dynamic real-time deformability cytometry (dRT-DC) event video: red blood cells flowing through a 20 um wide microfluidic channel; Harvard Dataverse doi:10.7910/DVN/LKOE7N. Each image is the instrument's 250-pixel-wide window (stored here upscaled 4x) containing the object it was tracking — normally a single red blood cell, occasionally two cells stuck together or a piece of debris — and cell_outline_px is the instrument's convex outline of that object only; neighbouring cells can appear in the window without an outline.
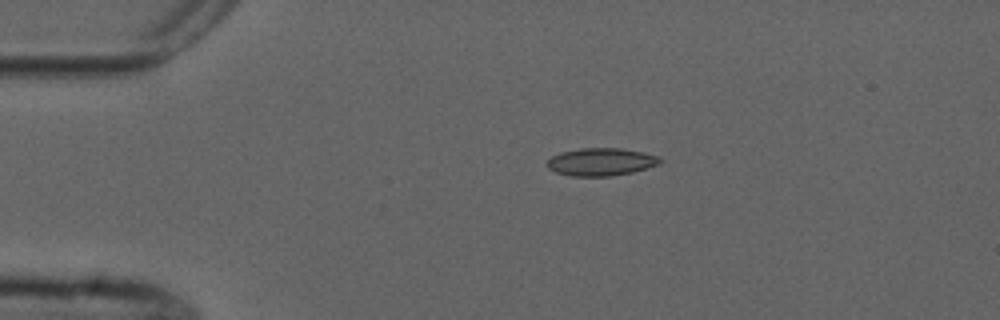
{"species": "common noctule bat (a hibernating species)", "species_latin": "Nyctalus noctula", "temperature_condition": "cold", "stored_images_in_passage": 37, "camera_frame_rate_fps": 3000, "um_per_image_px": 0.085, "animal": {"sex": "male", "forearm_length_mm": 52.5}, "frame": {"image": 1, "passage_image": 1, "time_ms": 0.0, "image_size_px": [1000, 320], "cell_outline_px": [[664, 160], [660, 164], [632, 172], [612, 176], [572, 176], [556, 172], [548, 168], [548, 160], [552, 156], [560, 152], [580, 148], [620, 148], [644, 152], [660, 156]], "centroid_in_image_um": [51.13, 13.75], "position_along_channel_um": 33.9, "area_um2": 18.32}}
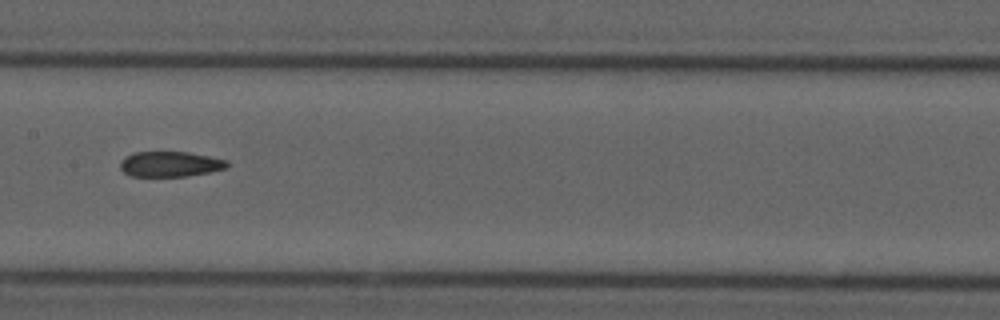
{"frame": {"image": 2, "passage_image": 17, "time_ms": 5.333, "image_size_px": [1000, 320], "cell_outline_px": [[228, 168], [188, 176], [132, 176], [124, 172], [120, 168], [120, 160], [124, 156], [132, 152], [188, 152], [228, 160]], "centroid_in_image_um": [14.44, 13.94], "position_along_channel_um": 193.0, "area_um2": 15.84}}
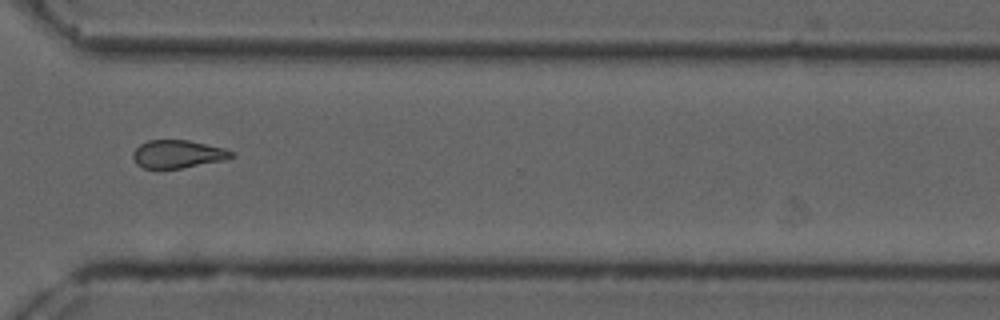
{"frame": {"image": 3, "passage_image": 30, "time_ms": 9.667, "image_size_px": [1000, 320], "cell_outline_px": [[236, 156], [224, 160], [180, 168], [144, 168], [136, 164], [132, 156], [132, 152], [140, 144], [148, 140], [188, 140], [224, 148], [232, 152]], "centroid_in_image_um": [15.09, 13.09], "position_along_channel_um": 355.5, "area_um2": 15.95}, "authors_computed_cell_mechanics": {"area_um2": 16.762, "velocity_mm_per_s": 3.7601, "shape_relaxation_time_tau1_ms": null, "shape_relaxation_time_tau2_ms": 4.0146, "deformation_change_tau1": null, "deformation_change_tau2": 0.1164}}